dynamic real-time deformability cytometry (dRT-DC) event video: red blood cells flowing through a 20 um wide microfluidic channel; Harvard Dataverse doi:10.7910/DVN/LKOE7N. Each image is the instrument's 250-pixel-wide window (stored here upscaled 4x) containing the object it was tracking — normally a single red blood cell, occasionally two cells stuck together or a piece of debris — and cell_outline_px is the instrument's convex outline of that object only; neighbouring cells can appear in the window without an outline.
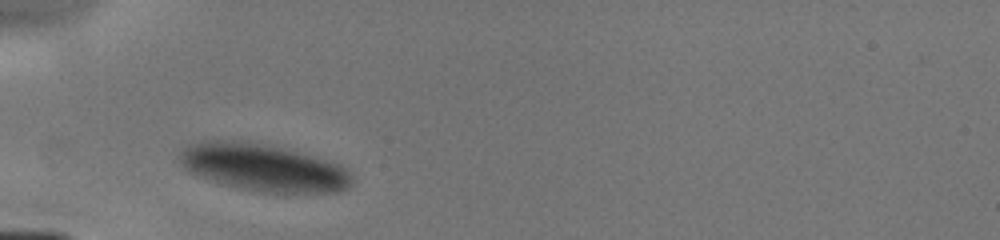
{"species": "human", "species_latin": "Homo sapiens", "temperature_condition": "cold", "stored_images_in_passage": 1, "camera_frame_rate_fps": 3000, "um_per_image_px": 0.085, "donor": {"sex": "male"}, "frame": {"image": 1, "passage_image": 1, "time_ms": 0.0, "image_size_px": [1000, 240], "cell_outline_px": [[352, 184], [344, 192], [264, 192], [240, 188], [224, 184], [188, 172], [180, 164], [180, 152], [188, 144], [200, 140], [248, 140], [268, 144], [332, 160], [348, 168], [352, 176]], "centroid_in_image_um": [22.42, 14.21], "position_along_channel_um": 62.6, "area_um2": 48.15}}